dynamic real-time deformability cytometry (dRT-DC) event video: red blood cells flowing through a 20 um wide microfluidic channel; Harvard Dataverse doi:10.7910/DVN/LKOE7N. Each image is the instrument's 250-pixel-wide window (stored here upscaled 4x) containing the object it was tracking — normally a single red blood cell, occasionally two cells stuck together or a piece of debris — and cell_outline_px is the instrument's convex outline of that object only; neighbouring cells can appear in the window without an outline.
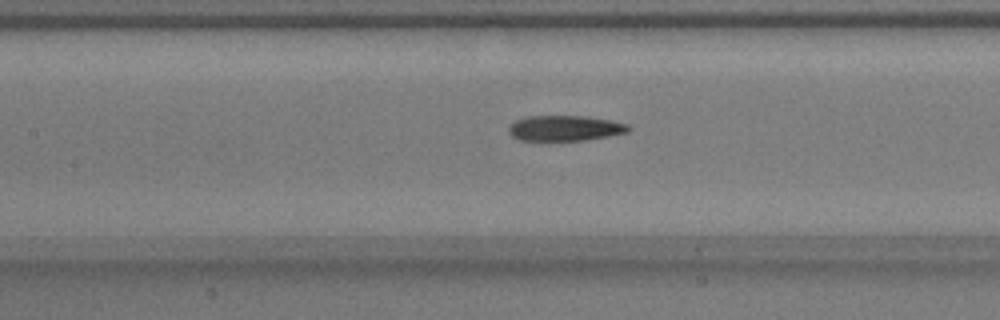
{"species": "common noctule bat (a hibernating species)", "species_latin": "Nyctalus noctula", "temperature_condition": "warm", "stored_images_in_passage": 50, "camera_frame_rate_fps": 3000, "um_per_image_px": 0.085, "animal": {"sex": "male", "body_mass_g": 17.9}, "frame": {"image": 1, "passage_image": 21, "time_ms": 6.667, "image_size_px": [1000, 320], "cell_outline_px": [[632, 128], [628, 132], [608, 136], [584, 140], [520, 140], [512, 136], [508, 132], [508, 124], [524, 116], [584, 116], [608, 120], [628, 124]], "centroid_in_image_um": [47.98, 10.89], "position_along_channel_um": 159.4, "area_um2": 17.74}}
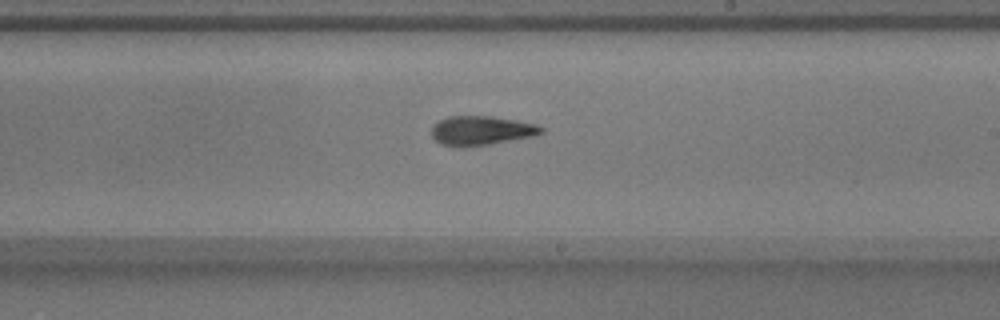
{"frame": {"image": 2, "passage_image": 28, "time_ms": 9.0, "image_size_px": [1000, 320], "cell_outline_px": [[544, 132], [536, 136], [464, 148], [440, 144], [432, 136], [432, 124], [448, 116], [492, 116], [516, 120], [536, 124], [544, 128]], "centroid_in_image_um": [40.91, 11.1], "position_along_channel_um": 248.1, "area_um2": 18.9}}
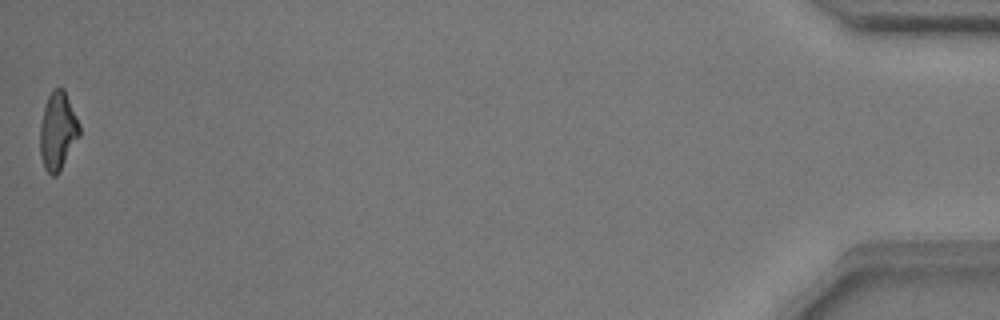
{"frame": {"image": 3, "passage_image": 50, "time_ms": 16.333, "image_size_px": [1000, 320], "cell_outline_px": [[80, 136], [60, 172], [56, 176], [52, 176], [44, 168], [40, 156], [40, 124], [44, 104], [48, 96], [56, 88], [64, 88], [80, 124]], "centroid_in_image_um": [4.91, 11.16], "position_along_channel_um": 430.3, "area_um2": 18.15}, "authors_computed_cell_mechanics": {"area_um2": 18.2648, "velocity_mm_per_s": 3.8101, "shape_relaxation_time_tau1_ms": 8.4086, "shape_relaxation_time_tau2_ms": 2.389, "deformation_change_tau1": 0.2366, "deformation_change_tau2": 0.108}}